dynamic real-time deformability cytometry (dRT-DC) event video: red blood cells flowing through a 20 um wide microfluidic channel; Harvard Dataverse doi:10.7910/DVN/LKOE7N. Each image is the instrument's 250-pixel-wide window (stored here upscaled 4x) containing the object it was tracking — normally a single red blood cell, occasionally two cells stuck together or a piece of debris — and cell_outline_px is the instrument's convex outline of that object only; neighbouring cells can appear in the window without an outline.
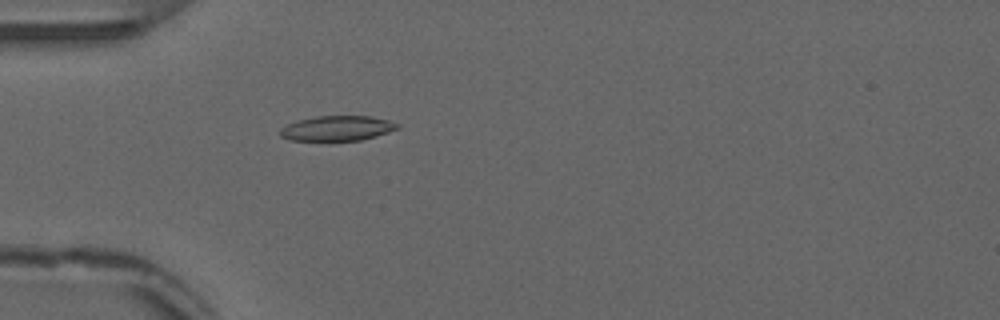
{"species": "common noctule bat (a hibernating species)", "species_latin": "Nyctalus noctula", "temperature_condition": "warm", "stored_images_in_passage": 55, "camera_frame_rate_fps": 3000, "um_per_image_px": 0.085, "animal": {"sex": "male", "forearm_length_mm": 52.5}, "frame": {"image": 1, "passage_image": 17, "time_ms": 5.333, "image_size_px": [1000, 320], "cell_outline_px": [[400, 128], [376, 136], [360, 140], [288, 140], [280, 136], [280, 128], [296, 120], [316, 116], [372, 116], [388, 120], [400, 124]], "centroid_in_image_um": [28.66, 10.89], "position_along_channel_um": 56.3, "area_um2": 17.11}}
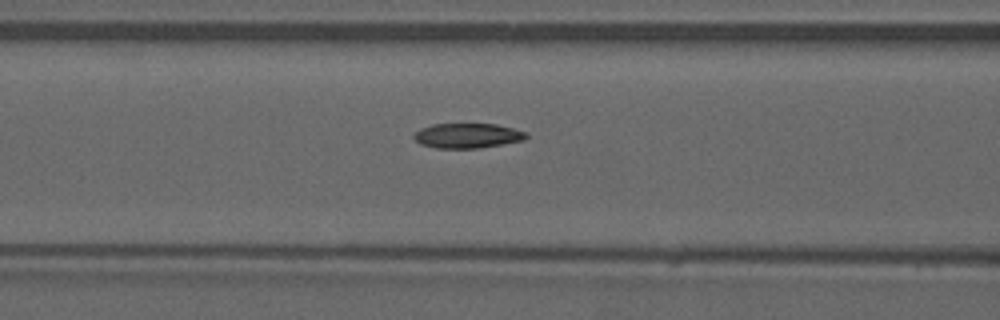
{"frame": {"image": 2, "passage_image": 23, "time_ms": 7.333, "image_size_px": [1000, 320], "cell_outline_px": [[528, 136], [524, 140], [476, 148], [436, 148], [420, 144], [412, 136], [420, 128], [432, 124], [496, 124], [528, 132]], "centroid_in_image_um": [39.72, 11.52], "position_along_channel_um": 126.9, "area_um2": 16.18}}
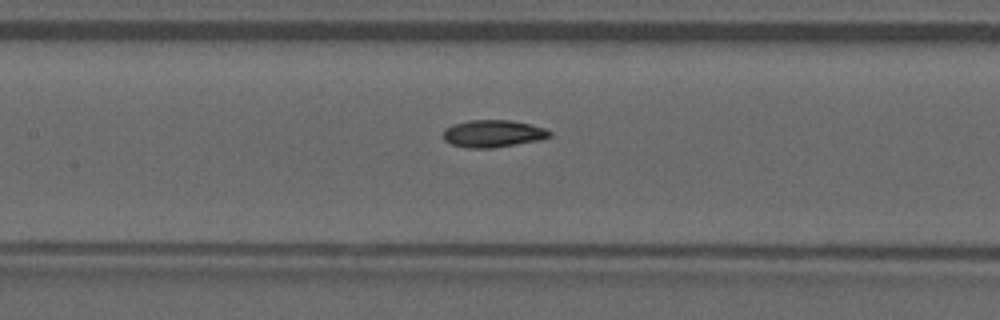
{"frame": {"image": 3, "passage_image": 26, "time_ms": 8.333, "image_size_px": [1000, 320], "cell_outline_px": [[552, 136], [540, 140], [492, 148], [468, 148], [452, 144], [444, 140], [444, 128], [468, 120], [512, 120], [532, 124], [544, 128], [552, 132]], "centroid_in_image_um": [41.94, 11.35], "position_along_channel_um": 165.5, "area_um2": 16.94}}